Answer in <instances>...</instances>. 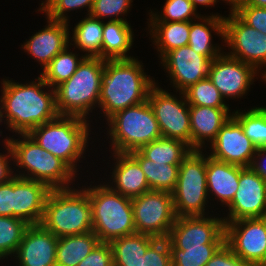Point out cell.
<instances>
[{
	"instance_id": "1",
	"label": "cell",
	"mask_w": 266,
	"mask_h": 266,
	"mask_svg": "<svg viewBox=\"0 0 266 266\" xmlns=\"http://www.w3.org/2000/svg\"><path fill=\"white\" fill-rule=\"evenodd\" d=\"M2 82L4 114L8 128H11L9 130L16 134H27L59 115L55 89L51 87L49 93L42 90L49 85L40 76L29 84H19L8 79Z\"/></svg>"
},
{
	"instance_id": "2",
	"label": "cell",
	"mask_w": 266,
	"mask_h": 266,
	"mask_svg": "<svg viewBox=\"0 0 266 266\" xmlns=\"http://www.w3.org/2000/svg\"><path fill=\"white\" fill-rule=\"evenodd\" d=\"M154 84L136 58L105 60L98 107L108 120L118 111L145 102Z\"/></svg>"
},
{
	"instance_id": "3",
	"label": "cell",
	"mask_w": 266,
	"mask_h": 266,
	"mask_svg": "<svg viewBox=\"0 0 266 266\" xmlns=\"http://www.w3.org/2000/svg\"><path fill=\"white\" fill-rule=\"evenodd\" d=\"M105 60L86 57L76 72L55 88L56 109L59 115L88 119L93 106H99Z\"/></svg>"
},
{
	"instance_id": "4",
	"label": "cell",
	"mask_w": 266,
	"mask_h": 266,
	"mask_svg": "<svg viewBox=\"0 0 266 266\" xmlns=\"http://www.w3.org/2000/svg\"><path fill=\"white\" fill-rule=\"evenodd\" d=\"M56 237L92 231V207L85 189H52L40 223Z\"/></svg>"
},
{
	"instance_id": "5",
	"label": "cell",
	"mask_w": 266,
	"mask_h": 266,
	"mask_svg": "<svg viewBox=\"0 0 266 266\" xmlns=\"http://www.w3.org/2000/svg\"><path fill=\"white\" fill-rule=\"evenodd\" d=\"M88 120L78 116L58 115L33 128L27 134L43 149L64 161L77 173V161L88 145Z\"/></svg>"
},
{
	"instance_id": "6",
	"label": "cell",
	"mask_w": 266,
	"mask_h": 266,
	"mask_svg": "<svg viewBox=\"0 0 266 266\" xmlns=\"http://www.w3.org/2000/svg\"><path fill=\"white\" fill-rule=\"evenodd\" d=\"M84 189L92 207V231L100 242L110 243L136 233L131 198L106 184Z\"/></svg>"
},
{
	"instance_id": "7",
	"label": "cell",
	"mask_w": 266,
	"mask_h": 266,
	"mask_svg": "<svg viewBox=\"0 0 266 266\" xmlns=\"http://www.w3.org/2000/svg\"><path fill=\"white\" fill-rule=\"evenodd\" d=\"M23 138H7L16 166L25 168V173L15 172V176L32 179L46 184L52 189L70 188L75 172L60 158L43 149L28 134H19ZM30 172V174H29ZM69 184V185H68Z\"/></svg>"
},
{
	"instance_id": "8",
	"label": "cell",
	"mask_w": 266,
	"mask_h": 266,
	"mask_svg": "<svg viewBox=\"0 0 266 266\" xmlns=\"http://www.w3.org/2000/svg\"><path fill=\"white\" fill-rule=\"evenodd\" d=\"M107 122L113 152L130 153L162 137L148 100L116 112Z\"/></svg>"
},
{
	"instance_id": "9",
	"label": "cell",
	"mask_w": 266,
	"mask_h": 266,
	"mask_svg": "<svg viewBox=\"0 0 266 266\" xmlns=\"http://www.w3.org/2000/svg\"><path fill=\"white\" fill-rule=\"evenodd\" d=\"M172 196L176 217L205 215L209 194L206 182V156L202 151L192 150L182 161Z\"/></svg>"
},
{
	"instance_id": "10",
	"label": "cell",
	"mask_w": 266,
	"mask_h": 266,
	"mask_svg": "<svg viewBox=\"0 0 266 266\" xmlns=\"http://www.w3.org/2000/svg\"><path fill=\"white\" fill-rule=\"evenodd\" d=\"M131 201L136 233L168 238L176 220L172 193L150 190Z\"/></svg>"
},
{
	"instance_id": "11",
	"label": "cell",
	"mask_w": 266,
	"mask_h": 266,
	"mask_svg": "<svg viewBox=\"0 0 266 266\" xmlns=\"http://www.w3.org/2000/svg\"><path fill=\"white\" fill-rule=\"evenodd\" d=\"M155 83L149 93L148 102L158 121L162 137L185 142L191 147L189 104L184 92L180 100Z\"/></svg>"
},
{
	"instance_id": "12",
	"label": "cell",
	"mask_w": 266,
	"mask_h": 266,
	"mask_svg": "<svg viewBox=\"0 0 266 266\" xmlns=\"http://www.w3.org/2000/svg\"><path fill=\"white\" fill-rule=\"evenodd\" d=\"M225 243L244 263L266 264V217L225 223Z\"/></svg>"
},
{
	"instance_id": "13",
	"label": "cell",
	"mask_w": 266,
	"mask_h": 266,
	"mask_svg": "<svg viewBox=\"0 0 266 266\" xmlns=\"http://www.w3.org/2000/svg\"><path fill=\"white\" fill-rule=\"evenodd\" d=\"M224 17V43L231 48L228 55L253 66L266 67V34L245 24L234 12Z\"/></svg>"
},
{
	"instance_id": "14",
	"label": "cell",
	"mask_w": 266,
	"mask_h": 266,
	"mask_svg": "<svg viewBox=\"0 0 266 266\" xmlns=\"http://www.w3.org/2000/svg\"><path fill=\"white\" fill-rule=\"evenodd\" d=\"M238 184L237 192L228 205L229 214L223 218L224 222L266 217V181L251 167L240 166Z\"/></svg>"
},
{
	"instance_id": "15",
	"label": "cell",
	"mask_w": 266,
	"mask_h": 266,
	"mask_svg": "<svg viewBox=\"0 0 266 266\" xmlns=\"http://www.w3.org/2000/svg\"><path fill=\"white\" fill-rule=\"evenodd\" d=\"M167 239L175 247L224 244L225 222L223 218L205 215L176 217Z\"/></svg>"
},
{
	"instance_id": "16",
	"label": "cell",
	"mask_w": 266,
	"mask_h": 266,
	"mask_svg": "<svg viewBox=\"0 0 266 266\" xmlns=\"http://www.w3.org/2000/svg\"><path fill=\"white\" fill-rule=\"evenodd\" d=\"M257 72L253 66L222 52L211 61L208 78L223 98H239L247 94Z\"/></svg>"
},
{
	"instance_id": "17",
	"label": "cell",
	"mask_w": 266,
	"mask_h": 266,
	"mask_svg": "<svg viewBox=\"0 0 266 266\" xmlns=\"http://www.w3.org/2000/svg\"><path fill=\"white\" fill-rule=\"evenodd\" d=\"M211 60L195 52L189 45L168 52L162 59L173 87L181 93L208 77Z\"/></svg>"
},
{
	"instance_id": "18",
	"label": "cell",
	"mask_w": 266,
	"mask_h": 266,
	"mask_svg": "<svg viewBox=\"0 0 266 266\" xmlns=\"http://www.w3.org/2000/svg\"><path fill=\"white\" fill-rule=\"evenodd\" d=\"M210 147L212 158L241 167H250L257 150L233 117L221 127Z\"/></svg>"
},
{
	"instance_id": "19",
	"label": "cell",
	"mask_w": 266,
	"mask_h": 266,
	"mask_svg": "<svg viewBox=\"0 0 266 266\" xmlns=\"http://www.w3.org/2000/svg\"><path fill=\"white\" fill-rule=\"evenodd\" d=\"M57 242L58 237L41 224L29 225L15 259H18L19 266H56Z\"/></svg>"
},
{
	"instance_id": "20",
	"label": "cell",
	"mask_w": 266,
	"mask_h": 266,
	"mask_svg": "<svg viewBox=\"0 0 266 266\" xmlns=\"http://www.w3.org/2000/svg\"><path fill=\"white\" fill-rule=\"evenodd\" d=\"M51 189L32 179L13 177V217L29 225L40 224L47 196Z\"/></svg>"
},
{
	"instance_id": "21",
	"label": "cell",
	"mask_w": 266,
	"mask_h": 266,
	"mask_svg": "<svg viewBox=\"0 0 266 266\" xmlns=\"http://www.w3.org/2000/svg\"><path fill=\"white\" fill-rule=\"evenodd\" d=\"M46 18L48 24L45 28L36 32L21 46L28 55L40 62L42 70L70 43L68 23Z\"/></svg>"
},
{
	"instance_id": "22",
	"label": "cell",
	"mask_w": 266,
	"mask_h": 266,
	"mask_svg": "<svg viewBox=\"0 0 266 266\" xmlns=\"http://www.w3.org/2000/svg\"><path fill=\"white\" fill-rule=\"evenodd\" d=\"M229 111V108L189 105L192 150H203L205 140L211 144L215 141L221 127L232 117Z\"/></svg>"
},
{
	"instance_id": "23",
	"label": "cell",
	"mask_w": 266,
	"mask_h": 266,
	"mask_svg": "<svg viewBox=\"0 0 266 266\" xmlns=\"http://www.w3.org/2000/svg\"><path fill=\"white\" fill-rule=\"evenodd\" d=\"M116 163L112 172V190L123 196L134 198L150 191L149 184L140 164L129 154L114 152Z\"/></svg>"
},
{
	"instance_id": "24",
	"label": "cell",
	"mask_w": 266,
	"mask_h": 266,
	"mask_svg": "<svg viewBox=\"0 0 266 266\" xmlns=\"http://www.w3.org/2000/svg\"><path fill=\"white\" fill-rule=\"evenodd\" d=\"M240 166L206 156V182L208 194L216 196L222 205H229L237 192Z\"/></svg>"
},
{
	"instance_id": "25",
	"label": "cell",
	"mask_w": 266,
	"mask_h": 266,
	"mask_svg": "<svg viewBox=\"0 0 266 266\" xmlns=\"http://www.w3.org/2000/svg\"><path fill=\"white\" fill-rule=\"evenodd\" d=\"M200 22L190 21L188 45L198 54L208 57L211 61L221 55V47L214 46L211 31L224 39V17L221 15L200 16Z\"/></svg>"
},
{
	"instance_id": "26",
	"label": "cell",
	"mask_w": 266,
	"mask_h": 266,
	"mask_svg": "<svg viewBox=\"0 0 266 266\" xmlns=\"http://www.w3.org/2000/svg\"><path fill=\"white\" fill-rule=\"evenodd\" d=\"M127 21H103L101 59H132L127 52L132 48L133 31Z\"/></svg>"
},
{
	"instance_id": "27",
	"label": "cell",
	"mask_w": 266,
	"mask_h": 266,
	"mask_svg": "<svg viewBox=\"0 0 266 266\" xmlns=\"http://www.w3.org/2000/svg\"><path fill=\"white\" fill-rule=\"evenodd\" d=\"M157 239L133 233L111 241L114 266H142V256Z\"/></svg>"
},
{
	"instance_id": "28",
	"label": "cell",
	"mask_w": 266,
	"mask_h": 266,
	"mask_svg": "<svg viewBox=\"0 0 266 266\" xmlns=\"http://www.w3.org/2000/svg\"><path fill=\"white\" fill-rule=\"evenodd\" d=\"M99 242L93 231L58 238L56 266H78Z\"/></svg>"
},
{
	"instance_id": "29",
	"label": "cell",
	"mask_w": 266,
	"mask_h": 266,
	"mask_svg": "<svg viewBox=\"0 0 266 266\" xmlns=\"http://www.w3.org/2000/svg\"><path fill=\"white\" fill-rule=\"evenodd\" d=\"M150 35L162 59L168 52L188 45L190 21L148 22Z\"/></svg>"
},
{
	"instance_id": "30",
	"label": "cell",
	"mask_w": 266,
	"mask_h": 266,
	"mask_svg": "<svg viewBox=\"0 0 266 266\" xmlns=\"http://www.w3.org/2000/svg\"><path fill=\"white\" fill-rule=\"evenodd\" d=\"M129 154L140 164L150 190L170 193L175 190L180 165H169L148 160L138 150Z\"/></svg>"
},
{
	"instance_id": "31",
	"label": "cell",
	"mask_w": 266,
	"mask_h": 266,
	"mask_svg": "<svg viewBox=\"0 0 266 266\" xmlns=\"http://www.w3.org/2000/svg\"><path fill=\"white\" fill-rule=\"evenodd\" d=\"M138 151L148 160L180 165L192 149L183 141L160 137L142 146Z\"/></svg>"
},
{
	"instance_id": "32",
	"label": "cell",
	"mask_w": 266,
	"mask_h": 266,
	"mask_svg": "<svg viewBox=\"0 0 266 266\" xmlns=\"http://www.w3.org/2000/svg\"><path fill=\"white\" fill-rule=\"evenodd\" d=\"M73 31L72 41L74 47L82 50L87 57L101 58L103 21L88 15L77 25Z\"/></svg>"
},
{
	"instance_id": "33",
	"label": "cell",
	"mask_w": 266,
	"mask_h": 266,
	"mask_svg": "<svg viewBox=\"0 0 266 266\" xmlns=\"http://www.w3.org/2000/svg\"><path fill=\"white\" fill-rule=\"evenodd\" d=\"M68 50L69 46L58 53L41 72L40 77L49 85V88L55 89L58 85L67 81L87 57L86 55L78 57V54Z\"/></svg>"
},
{
	"instance_id": "34",
	"label": "cell",
	"mask_w": 266,
	"mask_h": 266,
	"mask_svg": "<svg viewBox=\"0 0 266 266\" xmlns=\"http://www.w3.org/2000/svg\"><path fill=\"white\" fill-rule=\"evenodd\" d=\"M232 117L241 125L244 134L256 148H266V107H255L247 112H232Z\"/></svg>"
},
{
	"instance_id": "35",
	"label": "cell",
	"mask_w": 266,
	"mask_h": 266,
	"mask_svg": "<svg viewBox=\"0 0 266 266\" xmlns=\"http://www.w3.org/2000/svg\"><path fill=\"white\" fill-rule=\"evenodd\" d=\"M223 244L175 247L169 241L172 266H205Z\"/></svg>"
},
{
	"instance_id": "36",
	"label": "cell",
	"mask_w": 266,
	"mask_h": 266,
	"mask_svg": "<svg viewBox=\"0 0 266 266\" xmlns=\"http://www.w3.org/2000/svg\"><path fill=\"white\" fill-rule=\"evenodd\" d=\"M28 226L19 218L0 216V261L14 256Z\"/></svg>"
},
{
	"instance_id": "37",
	"label": "cell",
	"mask_w": 266,
	"mask_h": 266,
	"mask_svg": "<svg viewBox=\"0 0 266 266\" xmlns=\"http://www.w3.org/2000/svg\"><path fill=\"white\" fill-rule=\"evenodd\" d=\"M187 103L195 106L229 108L218 89L207 77L191 85L184 91Z\"/></svg>"
},
{
	"instance_id": "38",
	"label": "cell",
	"mask_w": 266,
	"mask_h": 266,
	"mask_svg": "<svg viewBox=\"0 0 266 266\" xmlns=\"http://www.w3.org/2000/svg\"><path fill=\"white\" fill-rule=\"evenodd\" d=\"M149 14V22H184L201 16L190 0H166L160 15L152 11Z\"/></svg>"
},
{
	"instance_id": "39",
	"label": "cell",
	"mask_w": 266,
	"mask_h": 266,
	"mask_svg": "<svg viewBox=\"0 0 266 266\" xmlns=\"http://www.w3.org/2000/svg\"><path fill=\"white\" fill-rule=\"evenodd\" d=\"M133 0H94L90 16L96 19L112 18L109 21H127L119 17L126 14ZM113 16L115 18H113Z\"/></svg>"
},
{
	"instance_id": "40",
	"label": "cell",
	"mask_w": 266,
	"mask_h": 266,
	"mask_svg": "<svg viewBox=\"0 0 266 266\" xmlns=\"http://www.w3.org/2000/svg\"><path fill=\"white\" fill-rule=\"evenodd\" d=\"M142 266H172L169 240L157 239L142 256Z\"/></svg>"
},
{
	"instance_id": "41",
	"label": "cell",
	"mask_w": 266,
	"mask_h": 266,
	"mask_svg": "<svg viewBox=\"0 0 266 266\" xmlns=\"http://www.w3.org/2000/svg\"><path fill=\"white\" fill-rule=\"evenodd\" d=\"M94 0H58L56 1L47 11L46 16L49 19L56 21L68 22V16L66 17V12L87 8L88 14H90L93 7Z\"/></svg>"
},
{
	"instance_id": "42",
	"label": "cell",
	"mask_w": 266,
	"mask_h": 266,
	"mask_svg": "<svg viewBox=\"0 0 266 266\" xmlns=\"http://www.w3.org/2000/svg\"><path fill=\"white\" fill-rule=\"evenodd\" d=\"M234 13L248 26L266 34V8L240 5Z\"/></svg>"
},
{
	"instance_id": "43",
	"label": "cell",
	"mask_w": 266,
	"mask_h": 266,
	"mask_svg": "<svg viewBox=\"0 0 266 266\" xmlns=\"http://www.w3.org/2000/svg\"><path fill=\"white\" fill-rule=\"evenodd\" d=\"M78 266H114L111 245L99 242Z\"/></svg>"
},
{
	"instance_id": "44",
	"label": "cell",
	"mask_w": 266,
	"mask_h": 266,
	"mask_svg": "<svg viewBox=\"0 0 266 266\" xmlns=\"http://www.w3.org/2000/svg\"><path fill=\"white\" fill-rule=\"evenodd\" d=\"M244 262L224 243L205 266H242Z\"/></svg>"
},
{
	"instance_id": "45",
	"label": "cell",
	"mask_w": 266,
	"mask_h": 266,
	"mask_svg": "<svg viewBox=\"0 0 266 266\" xmlns=\"http://www.w3.org/2000/svg\"><path fill=\"white\" fill-rule=\"evenodd\" d=\"M13 178L0 184V216L13 217Z\"/></svg>"
},
{
	"instance_id": "46",
	"label": "cell",
	"mask_w": 266,
	"mask_h": 266,
	"mask_svg": "<svg viewBox=\"0 0 266 266\" xmlns=\"http://www.w3.org/2000/svg\"><path fill=\"white\" fill-rule=\"evenodd\" d=\"M4 147L7 150V154L5 155L0 153V184L8 182L15 176L14 171H12L14 169L10 168L11 166H9L11 164L8 160L11 159L13 161V153L7 138L4 140Z\"/></svg>"
},
{
	"instance_id": "47",
	"label": "cell",
	"mask_w": 266,
	"mask_h": 266,
	"mask_svg": "<svg viewBox=\"0 0 266 266\" xmlns=\"http://www.w3.org/2000/svg\"><path fill=\"white\" fill-rule=\"evenodd\" d=\"M265 161H266V148H257L250 167L266 181Z\"/></svg>"
},
{
	"instance_id": "48",
	"label": "cell",
	"mask_w": 266,
	"mask_h": 266,
	"mask_svg": "<svg viewBox=\"0 0 266 266\" xmlns=\"http://www.w3.org/2000/svg\"><path fill=\"white\" fill-rule=\"evenodd\" d=\"M240 5H251L266 8V0H242Z\"/></svg>"
},
{
	"instance_id": "49",
	"label": "cell",
	"mask_w": 266,
	"mask_h": 266,
	"mask_svg": "<svg viewBox=\"0 0 266 266\" xmlns=\"http://www.w3.org/2000/svg\"><path fill=\"white\" fill-rule=\"evenodd\" d=\"M192 2V4L194 5V7L197 9L198 5H205V7L207 6H212L215 5L216 2H219L217 0H190Z\"/></svg>"
},
{
	"instance_id": "50",
	"label": "cell",
	"mask_w": 266,
	"mask_h": 266,
	"mask_svg": "<svg viewBox=\"0 0 266 266\" xmlns=\"http://www.w3.org/2000/svg\"><path fill=\"white\" fill-rule=\"evenodd\" d=\"M56 1H58V0H46V1H42V3H41V6H40V9H38L37 11H42V12H44V14H45V12L56 2Z\"/></svg>"
},
{
	"instance_id": "51",
	"label": "cell",
	"mask_w": 266,
	"mask_h": 266,
	"mask_svg": "<svg viewBox=\"0 0 266 266\" xmlns=\"http://www.w3.org/2000/svg\"><path fill=\"white\" fill-rule=\"evenodd\" d=\"M231 5L230 12H234L241 4L242 0H224Z\"/></svg>"
},
{
	"instance_id": "52",
	"label": "cell",
	"mask_w": 266,
	"mask_h": 266,
	"mask_svg": "<svg viewBox=\"0 0 266 266\" xmlns=\"http://www.w3.org/2000/svg\"><path fill=\"white\" fill-rule=\"evenodd\" d=\"M3 117H5V115H4V102H3V98L1 96V98H0V124H1L2 120H4Z\"/></svg>"
},
{
	"instance_id": "53",
	"label": "cell",
	"mask_w": 266,
	"mask_h": 266,
	"mask_svg": "<svg viewBox=\"0 0 266 266\" xmlns=\"http://www.w3.org/2000/svg\"><path fill=\"white\" fill-rule=\"evenodd\" d=\"M242 266H259V265H255V264H252V263H244Z\"/></svg>"
},
{
	"instance_id": "54",
	"label": "cell",
	"mask_w": 266,
	"mask_h": 266,
	"mask_svg": "<svg viewBox=\"0 0 266 266\" xmlns=\"http://www.w3.org/2000/svg\"><path fill=\"white\" fill-rule=\"evenodd\" d=\"M262 76H263V80L266 81V72L264 74H262Z\"/></svg>"
}]
</instances>
